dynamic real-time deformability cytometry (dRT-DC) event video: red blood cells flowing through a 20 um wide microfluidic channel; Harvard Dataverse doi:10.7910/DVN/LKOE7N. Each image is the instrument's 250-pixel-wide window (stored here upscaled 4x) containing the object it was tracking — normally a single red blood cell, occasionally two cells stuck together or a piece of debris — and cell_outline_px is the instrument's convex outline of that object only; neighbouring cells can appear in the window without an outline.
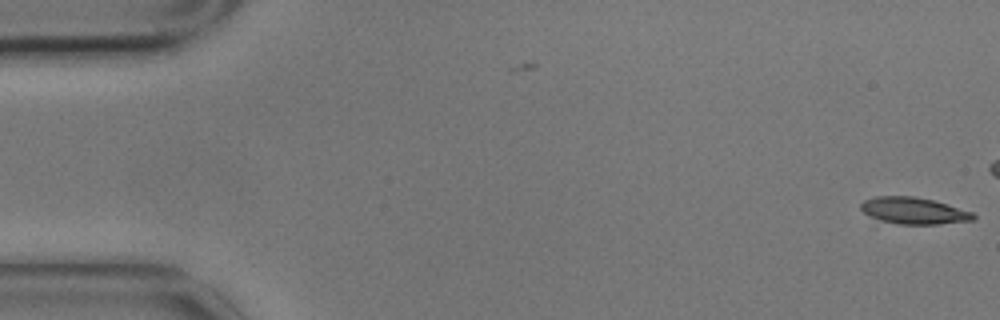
{"species": "common noctule bat (a hibernating species)", "species_latin": "Nyctalus noctula", "temperature_condition": "cold", "stored_images_in_passage": 2, "camera_frame_rate_fps": 3000, "um_per_image_px": 0.085, "animal": {"sex": "male", "body_mass_g": 17.9}, "frame": {"image": 1, "passage_image": 2, "time_ms": 0.333, "image_size_px": [1000, 320], "cell_outline_px": [[976, 220], [940, 224], [900, 224], [880, 220], [868, 216], [860, 208], [860, 204], [864, 200], [876, 196], [912, 196], [932, 200], [972, 212], [976, 216]], "centroid_in_image_um": [77.66, 17.91], "position_along_channel_um": 7.3, "area_um2": 17.4}}